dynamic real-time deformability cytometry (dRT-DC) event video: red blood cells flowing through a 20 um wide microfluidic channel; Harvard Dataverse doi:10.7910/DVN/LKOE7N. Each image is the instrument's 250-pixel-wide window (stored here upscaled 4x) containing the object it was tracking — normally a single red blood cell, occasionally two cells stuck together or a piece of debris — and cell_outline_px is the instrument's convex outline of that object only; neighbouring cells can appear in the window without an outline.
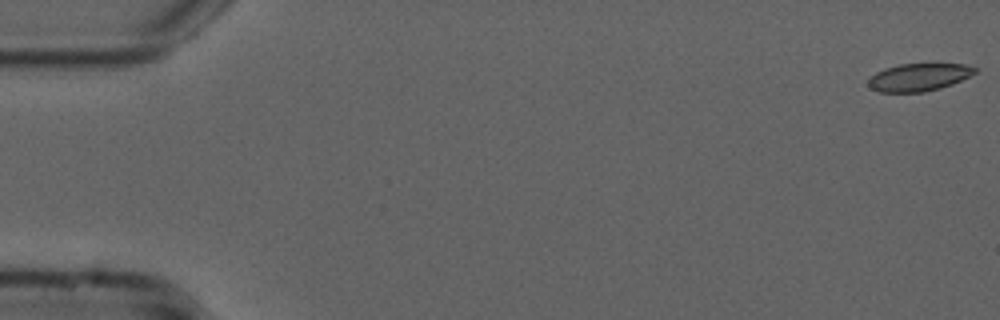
{"species": "common noctule bat (a hibernating species)", "species_latin": "Nyctalus noctula", "temperature_condition": "cold", "stored_images_in_passage": 14, "camera_frame_rate_fps": 3000, "um_per_image_px": 0.085, "animal": {"sex": "male", "forearm_length_mm": 52.5}, "frame": {"image": 1, "passage_image": 1, "time_ms": 0.0, "image_size_px": [1000, 320], "cell_outline_px": [[976, 72], [952, 84], [940, 88], [924, 92], [880, 92], [872, 88], [868, 84], [868, 76], [884, 68], [900, 64], [964, 64], [976, 68]], "centroid_in_image_um": [78.05, 6.56], "position_along_channel_um": 7.0, "area_um2": 17.05}}
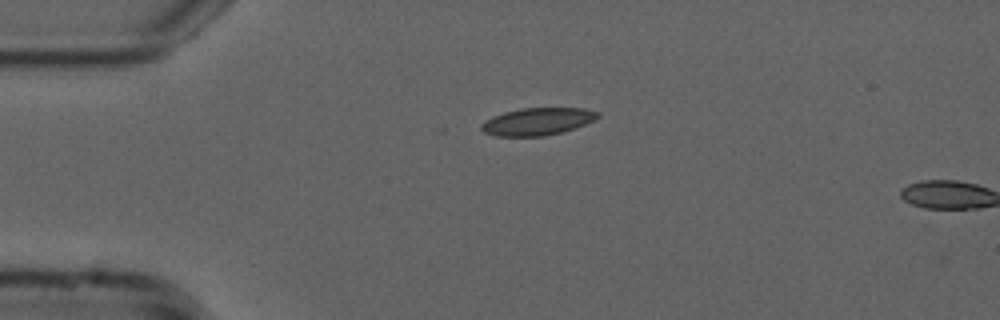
{"frame": {"image": 2, "passage_image": 13, "time_ms": 4.0, "image_size_px": [1000, 320], "cell_outline_px": [[600, 116], [584, 124], [560, 132], [544, 136], [496, 136], [484, 132], [480, 128], [480, 124], [492, 116], [504, 112], [520, 108], [584, 108], [600, 112]], "centroid_in_image_um": [45.64, 10.32], "position_along_channel_um": 39.4, "area_um2": 18.44}}